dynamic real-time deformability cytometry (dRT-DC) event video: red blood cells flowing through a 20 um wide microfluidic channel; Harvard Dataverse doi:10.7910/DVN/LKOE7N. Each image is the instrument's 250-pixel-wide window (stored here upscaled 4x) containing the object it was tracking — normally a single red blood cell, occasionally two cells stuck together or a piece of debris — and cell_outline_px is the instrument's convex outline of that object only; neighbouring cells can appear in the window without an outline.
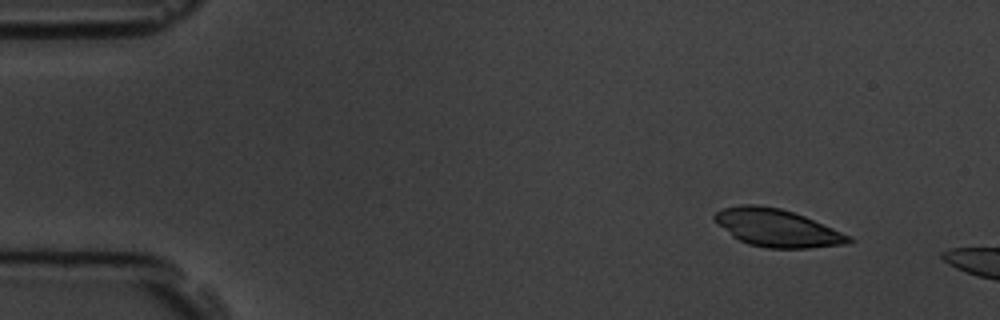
{"species": "common noctule bat (a hibernating species)", "species_latin": "Nyctalus noctula", "temperature_condition": "room temperature", "stored_images_in_passage": 4, "camera_frame_rate_fps": 3000, "um_per_image_px": 0.085, "animal": {"sex": "male", "body_mass_g": 19.5, "forearm_length_mm": 54.6}, "frame": {"image": 1, "passage_image": 1, "time_ms": 0.0, "image_size_px": [1000, 320], "cell_outline_px": [[856, 240], [844, 244], [808, 248], [768, 248], [748, 244], [732, 236], [712, 220], [712, 216], [720, 208], [740, 204], [756, 204], [780, 208], [804, 216], [852, 236]], "centroid_in_image_um": [66.01, 19.36], "position_along_channel_um": 19.0, "area_um2": 29.54}}